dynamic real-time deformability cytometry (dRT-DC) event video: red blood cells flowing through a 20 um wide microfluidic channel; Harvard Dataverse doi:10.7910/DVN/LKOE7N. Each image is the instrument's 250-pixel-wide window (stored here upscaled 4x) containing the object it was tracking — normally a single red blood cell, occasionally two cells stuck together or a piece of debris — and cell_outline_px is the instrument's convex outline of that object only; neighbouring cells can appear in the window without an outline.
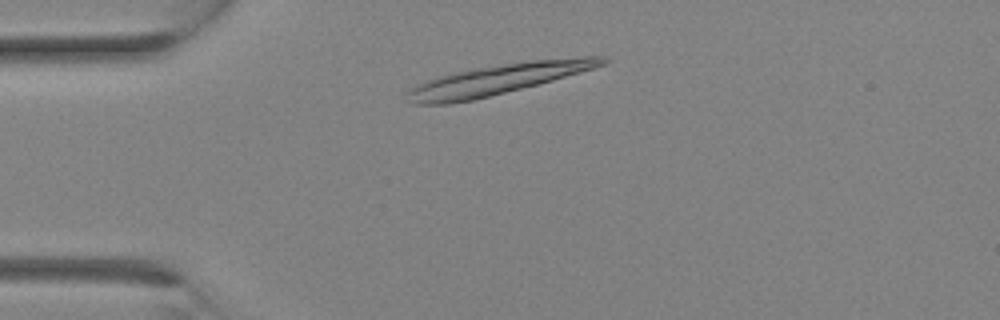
{"species": "Egyptian fruit bat (a non-hibernating species)", "species_latin": "Rousettus aegyptiacus", "temperature_condition": "room temperature", "stored_images_in_passage": 5, "camera_frame_rate_fps": 3000, "um_per_image_px": 0.085, "animal": {"sex": "female"}, "frame": {"image": 1, "passage_image": 3, "time_ms": 0.667, "image_size_px": [1000, 320], "cell_outline_px": [[612, 60], [604, 64], [580, 72], [540, 84], [472, 100], [448, 104], [412, 104], [404, 100], [408, 88], [416, 84], [436, 76], [452, 72], [472, 68], [528, 60], [584, 56], [604, 56]], "centroid_in_image_um": [42.24, 6.74], "position_along_channel_um": 42.8, "area_um2": 35.03}}